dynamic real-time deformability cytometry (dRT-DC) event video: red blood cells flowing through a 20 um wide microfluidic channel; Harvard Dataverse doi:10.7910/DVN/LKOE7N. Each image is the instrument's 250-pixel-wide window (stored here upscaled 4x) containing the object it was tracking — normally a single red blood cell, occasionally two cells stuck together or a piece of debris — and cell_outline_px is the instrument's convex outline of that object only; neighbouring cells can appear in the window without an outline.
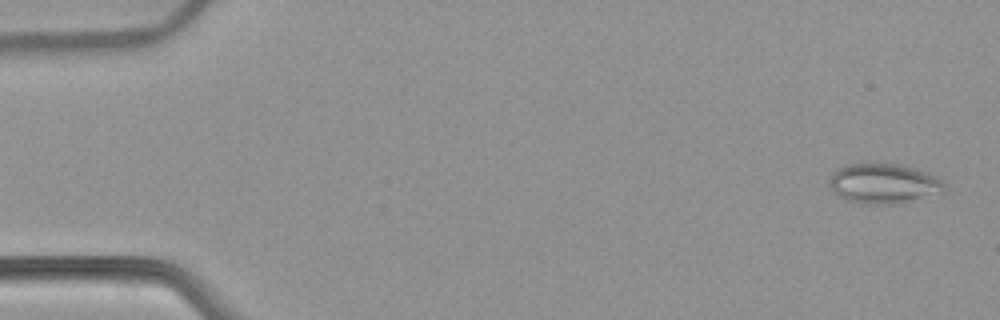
{"species": "common noctule bat (a hibernating species)", "species_latin": "Nyctalus noctula", "temperature_condition": "warm", "stored_images_in_passage": 53, "camera_frame_rate_fps": 3000, "um_per_image_px": 0.085, "animal": {"sex": "female", "body_mass_g": 22.7, "forearm_length_mm": 54.2}, "frame": {"image": 1, "passage_image": 2, "time_ms": 0.333, "image_size_px": [1000, 320], "cell_outline_px": [[944, 192], [892, 204], [868, 204], [848, 200], [832, 192], [828, 184], [832, 172], [836, 168], [848, 164], [896, 164], [912, 168], [936, 176], [944, 184]], "centroid_in_image_um": [75.04, 15.6], "position_along_channel_um": 10.0, "area_um2": 26.3}}
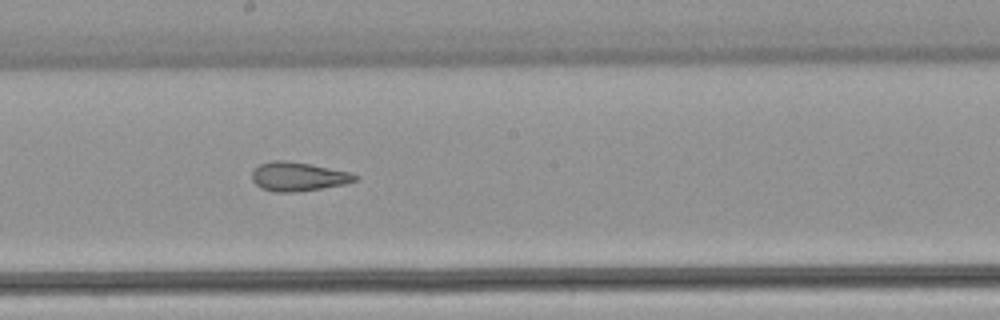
{"frame": {"image": 2, "passage_image": 29, "time_ms": 9.333, "image_size_px": [1000, 320], "cell_outline_px": [[360, 176], [356, 180], [344, 184], [320, 188], [292, 192], [276, 192], [260, 188], [252, 180], [252, 172], [260, 164], [272, 160], [284, 160], [308, 164], [348, 172]], "centroid_in_image_um": [25.3, 15.01], "position_along_channel_um": 222.9, "area_um2": 17.05}}
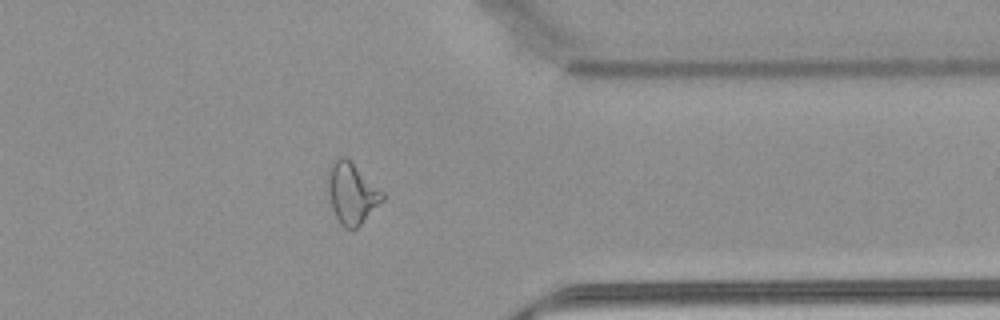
{"frame": {"image": 3, "passage_image": 42, "time_ms": 13.667, "image_size_px": [1000, 320], "cell_outline_px": [[384, 200], [356, 228], [344, 228], [340, 224], [332, 208], [328, 192], [328, 172], [332, 160], [340, 156], [344, 156], [384, 192]], "centroid_in_image_um": [29.89, 16.42], "position_along_channel_um": 381.5, "area_um2": 19.13}, "authors_computed_cell_mechanics": {"area_um2": 20.808, "velocity_mm_per_s": 3.8701, "shape_relaxation_time_tau1_ms": null, "shape_relaxation_time_tau2_ms": 2.1071, "deformation_change_tau1": null, "deformation_change_tau2": 0.1102}}